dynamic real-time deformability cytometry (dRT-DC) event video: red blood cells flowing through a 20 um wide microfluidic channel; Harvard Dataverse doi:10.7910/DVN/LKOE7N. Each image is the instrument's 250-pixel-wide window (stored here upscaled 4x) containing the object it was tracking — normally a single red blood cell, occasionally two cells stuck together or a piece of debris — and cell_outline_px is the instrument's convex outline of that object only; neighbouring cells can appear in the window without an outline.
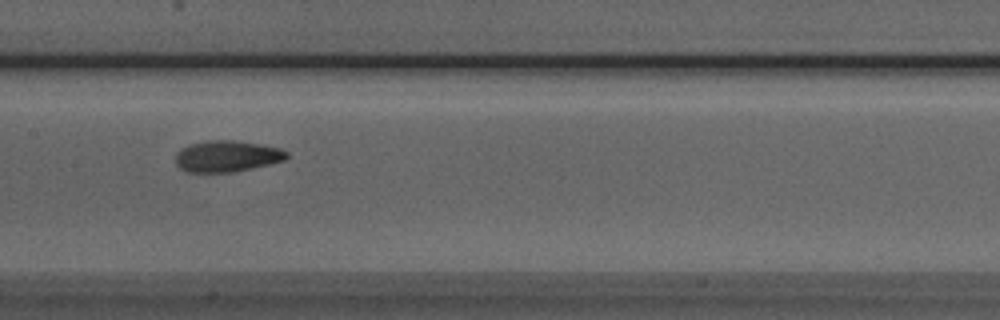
{"species": "Egyptian fruit bat (a non-hibernating species)", "species_latin": "Rousettus aegyptiacus", "temperature_condition": "room temperature", "stored_images_in_passage": 11, "camera_frame_rate_fps": 3000, "um_per_image_px": 0.085, "animal": {"sex": "male"}, "frame": {"image": 1, "passage_image": 8, "time_ms": 9.0, "image_size_px": [1000, 320], "cell_outline_px": [[288, 156], [284, 160], [252, 168], [232, 172], [188, 172], [180, 168], [176, 164], [176, 152], [180, 148], [192, 144], [208, 140], [232, 140], [280, 148], [288, 152]], "centroid_in_image_um": [19.26, 13.28], "position_along_channel_um": 188.1, "area_um2": 20.06}}
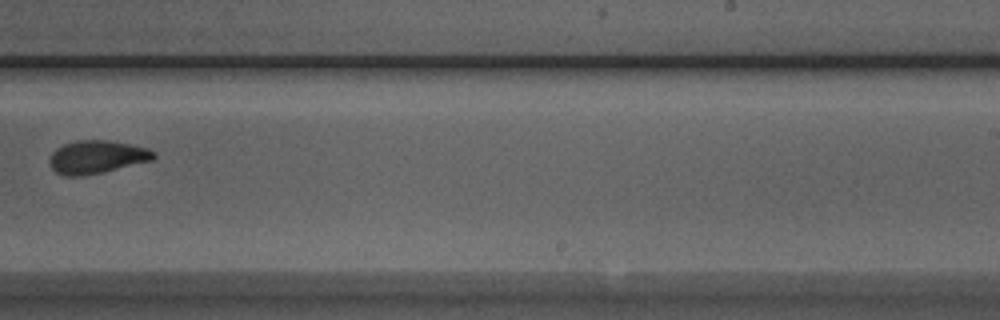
{"frame": {"image": 2, "passage_image": 10, "time_ms": 11.333, "image_size_px": [1000, 320], "cell_outline_px": [[156, 156], [152, 160], [104, 172], [84, 176], [64, 176], [56, 172], [48, 164], [48, 160], [52, 152], [56, 148], [64, 144], [76, 140], [108, 140], [148, 148], [156, 152]], "centroid_in_image_um": [8.2, 13.35], "position_along_channel_um": 280.8, "area_um2": 20.23}}
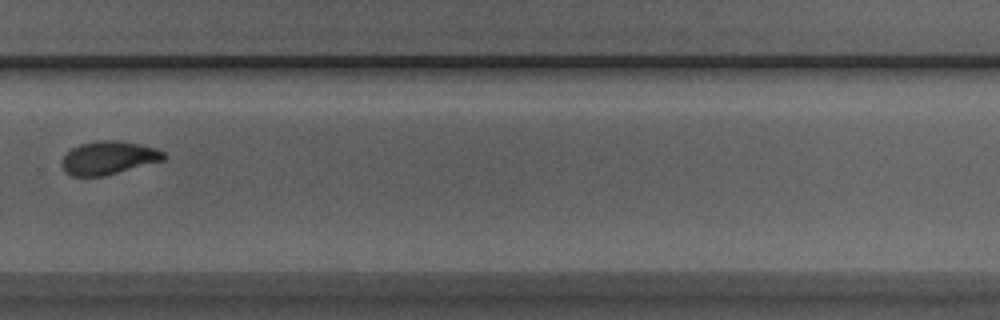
{"frame": {"image": 3, "passage_image": 11, "time_ms": 12.333, "image_size_px": [1000, 320], "cell_outline_px": [[168, 156], [164, 160], [104, 176], [72, 176], [64, 172], [60, 164], [60, 160], [72, 148], [80, 144], [96, 140], [116, 140], [140, 144], [156, 148], [164, 152]], "centroid_in_image_um": [9.21, 13.41], "position_along_channel_um": 320.6, "area_um2": 19.94}}